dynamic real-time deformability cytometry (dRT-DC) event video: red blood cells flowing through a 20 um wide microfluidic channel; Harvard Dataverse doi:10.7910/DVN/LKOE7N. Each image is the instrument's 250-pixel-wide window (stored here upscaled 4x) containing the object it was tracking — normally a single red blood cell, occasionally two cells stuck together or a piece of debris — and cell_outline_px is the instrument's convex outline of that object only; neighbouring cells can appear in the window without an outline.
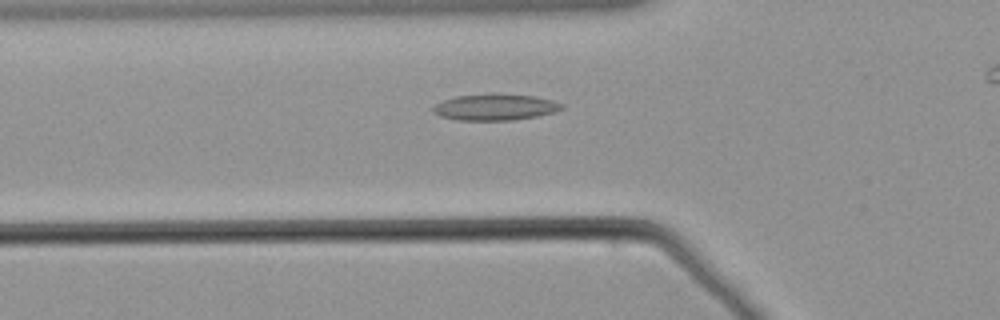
{"species": "common noctule bat (a hibernating species)", "species_latin": "Nyctalus noctula", "temperature_condition": "warm", "stored_images_in_passage": 48, "camera_frame_rate_fps": 3000, "um_per_image_px": 0.085, "animal": {"sex": "male", "body_mass_g": 21.5, "forearm_length_mm": 52.0}, "frame": {"image": 1, "passage_image": 18, "time_ms": 5.667, "image_size_px": [1000, 320], "cell_outline_px": [[564, 108], [552, 112], [536, 116], [512, 120], [460, 120], [440, 116], [432, 112], [432, 108], [436, 104], [444, 100], [456, 96], [496, 92], [536, 96], [552, 100], [564, 104]], "centroid_in_image_um": [42.09, 9.08], "position_along_channel_um": 83.7, "area_um2": 19.94}}
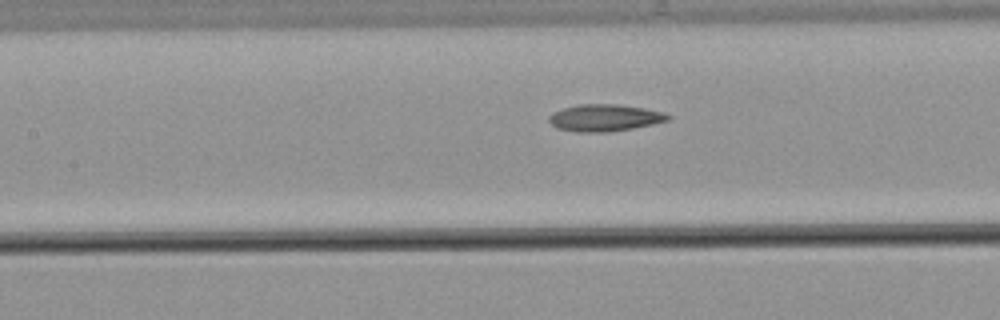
{"frame": {"image": 2, "passage_image": 24, "time_ms": 7.667, "image_size_px": [1000, 320], "cell_outline_px": [[672, 116], [668, 120], [652, 124], [632, 128], [608, 132], [576, 132], [556, 128], [548, 120], [548, 116], [552, 112], [564, 108], [580, 104], [616, 104], [644, 108], [664, 112]], "centroid_in_image_um": [51.38, 10.01], "position_along_channel_um": 156.0, "area_um2": 18.67}}
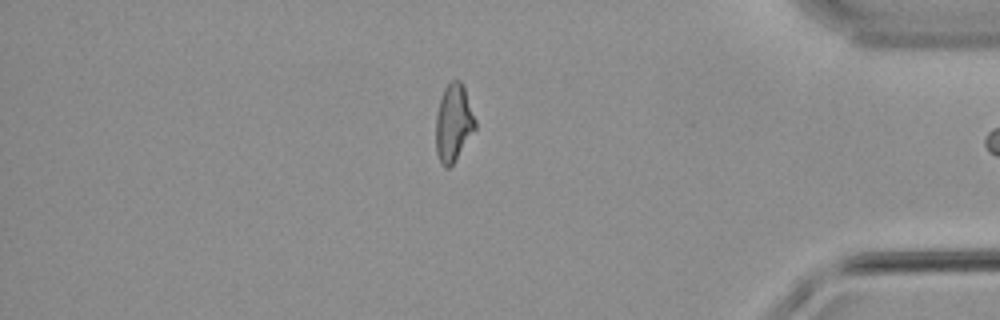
{"frame": {"image": 3, "passage_image": 47, "time_ms": 15.333, "image_size_px": [1000, 320], "cell_outline_px": [[476, 128], [456, 160], [448, 168], [444, 168], [440, 164], [436, 152], [436, 116], [440, 100], [444, 88], [452, 80], [460, 80], [464, 84], [476, 120]], "centroid_in_image_um": [38.56, 10.45], "position_along_channel_um": 396.6, "area_um2": 17.98}}